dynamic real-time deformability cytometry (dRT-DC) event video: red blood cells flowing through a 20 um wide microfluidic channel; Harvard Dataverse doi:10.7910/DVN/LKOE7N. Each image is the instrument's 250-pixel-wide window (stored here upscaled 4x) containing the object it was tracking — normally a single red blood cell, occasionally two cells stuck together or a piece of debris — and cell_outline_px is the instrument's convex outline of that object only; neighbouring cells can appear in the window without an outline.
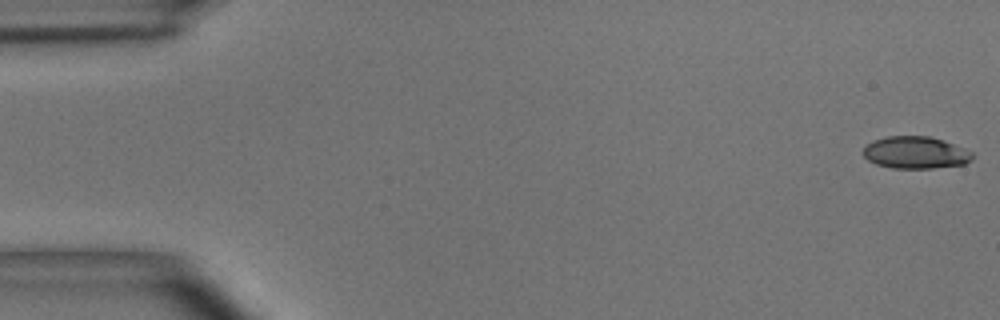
{"species": "common noctule bat (a hibernating species)", "species_latin": "Nyctalus noctula", "temperature_condition": "room temperature", "stored_images_in_passage": 11, "camera_frame_rate_fps": 3000, "um_per_image_px": 0.085, "animal": {"sex": "male", "body_mass_g": 15.6}, "frame": {"image": 1, "passage_image": 1, "time_ms": 0.0, "image_size_px": [1000, 320], "cell_outline_px": [[972, 160], [964, 164], [932, 168], [892, 168], [876, 164], [868, 160], [864, 156], [864, 148], [872, 140], [888, 136], [928, 136], [944, 140], [964, 148], [972, 152]], "centroid_in_image_um": [77.82, 12.96], "position_along_channel_um": 7.2, "area_um2": 20.4}}